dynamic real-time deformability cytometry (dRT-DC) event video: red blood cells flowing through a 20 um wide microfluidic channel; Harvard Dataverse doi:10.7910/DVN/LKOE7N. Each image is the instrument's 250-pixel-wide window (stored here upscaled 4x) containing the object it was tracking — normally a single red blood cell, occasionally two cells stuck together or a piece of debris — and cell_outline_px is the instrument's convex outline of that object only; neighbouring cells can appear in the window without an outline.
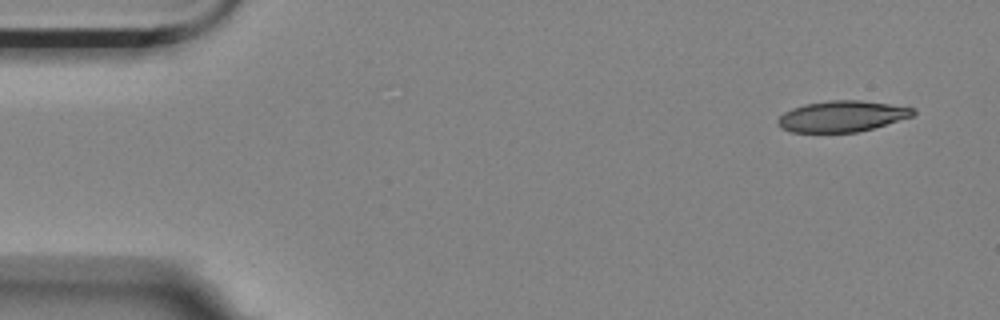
{"species": "Egyptian fruit bat (a non-hibernating species)", "species_latin": "Rousettus aegyptiacus", "temperature_condition": "room temperature", "stored_images_in_passage": 4, "camera_frame_rate_fps": 3000, "um_per_image_px": 0.085, "animal": {"sex": "female"}, "frame": {"image": 1, "passage_image": 1, "time_ms": 0.0, "image_size_px": [1000, 320], "cell_outline_px": [[916, 112], [912, 116], [872, 128], [856, 132], [792, 132], [780, 128], [776, 124], [776, 120], [784, 112], [792, 108], [804, 104], [828, 100], [860, 100], [916, 108]], "centroid_in_image_um": [71.52, 9.88], "position_along_channel_um": 13.5, "area_um2": 24.39}}